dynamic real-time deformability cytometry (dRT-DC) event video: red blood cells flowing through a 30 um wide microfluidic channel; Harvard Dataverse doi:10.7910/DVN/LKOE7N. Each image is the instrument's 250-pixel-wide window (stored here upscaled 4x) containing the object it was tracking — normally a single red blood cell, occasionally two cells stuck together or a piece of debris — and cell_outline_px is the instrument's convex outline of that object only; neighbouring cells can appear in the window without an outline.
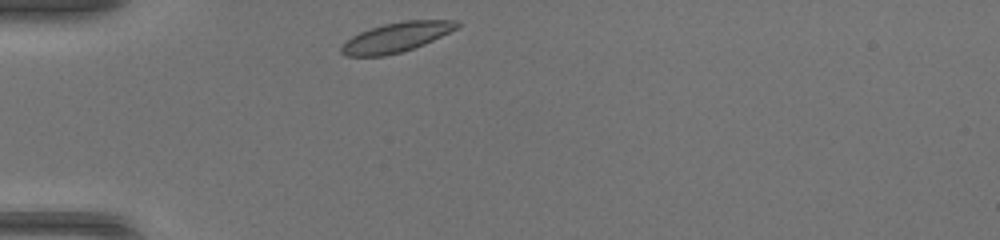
{"species": "common noctule bat (a hibernating species)", "species_latin": "Nyctalus noctula", "temperature_condition": "warm", "stored_images_in_passage": 29, "camera_frame_rate_fps": 3000, "um_per_image_px": 0.085, "animal": {"sex": "female", "body_mass_g": 17.0, "forearm_length_mm": 48.0}, "frame": {"image": 1, "passage_image": 1, "time_ms": 0.0, "image_size_px": [1000, 240], "cell_outline_px": [[460, 24], [456, 28], [424, 44], [400, 52], [384, 56], [344, 56], [340, 52], [340, 48], [352, 36], [360, 32], [384, 24], [404, 20], [460, 20]], "centroid_in_image_um": [33.67, 3.16], "position_along_channel_um": 51.3, "area_um2": 19.65}}
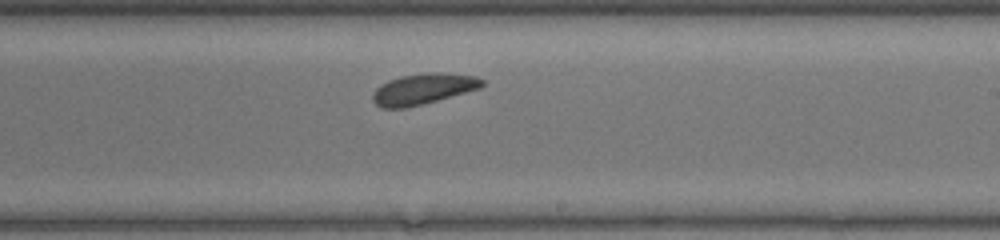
{"frame": {"image": 2, "passage_image": 17, "time_ms": 5.333, "image_size_px": [1000, 240], "cell_outline_px": [[484, 84], [480, 88], [408, 108], [380, 108], [372, 100], [372, 92], [380, 84], [388, 80], [400, 76], [432, 72], [444, 72], [476, 76], [484, 80]], "centroid_in_image_um": [35.94, 7.56], "position_along_channel_um": 253.1, "area_um2": 19.77}}
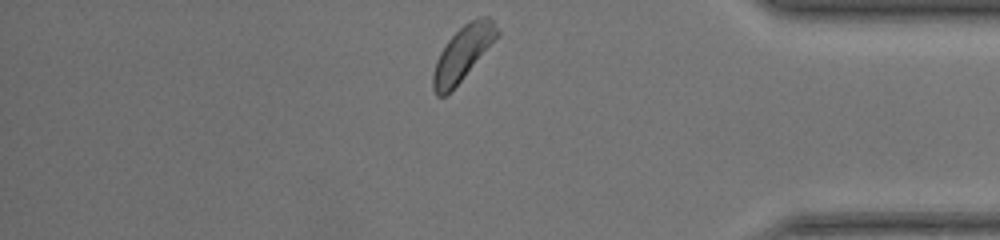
{"frame": {"image": 3, "passage_image": 29, "time_ms": 9.333, "image_size_px": [1000, 240], "cell_outline_px": [[500, 36], [464, 76], [444, 96], [436, 96], [432, 88], [432, 72], [436, 60], [440, 52], [448, 40], [464, 24], [480, 16], [488, 16], [492, 20], [500, 32]], "centroid_in_image_um": [39.34, 4.51], "position_along_channel_um": 395.9, "area_um2": 20.06}, "authors_computed_cell_mechanics": {"area_um2": 19.652, "velocity_mm_per_s": 4.151, "shape_relaxation_time_tau1_ms": 3.9781, "shape_relaxation_time_tau2_ms": null, "deformation_change_tau1": 0.1006, "deformation_change_tau2": null}}